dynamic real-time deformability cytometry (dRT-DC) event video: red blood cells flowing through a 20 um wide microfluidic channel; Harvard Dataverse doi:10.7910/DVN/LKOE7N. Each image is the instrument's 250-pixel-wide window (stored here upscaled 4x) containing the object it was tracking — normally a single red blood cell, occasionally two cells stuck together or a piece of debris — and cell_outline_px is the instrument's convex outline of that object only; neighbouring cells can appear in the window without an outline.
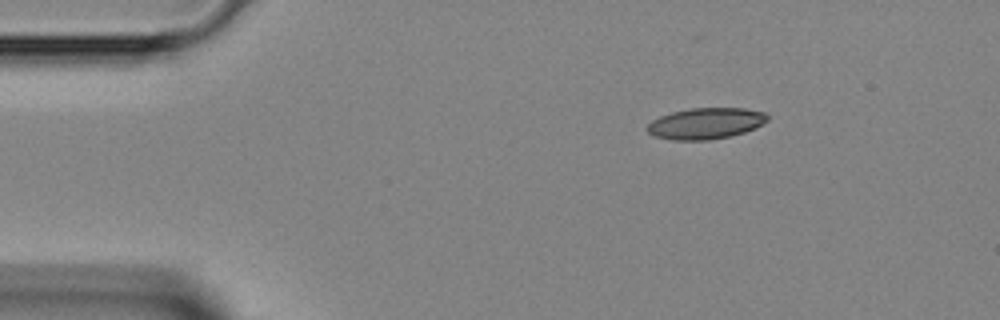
{"species": "Egyptian fruit bat (a non-hibernating species)", "species_latin": "Rousettus aegyptiacus", "temperature_condition": "room temperature", "stored_images_in_passage": 38, "camera_frame_rate_fps": 3000, "um_per_image_px": 0.085, "animal": {"sex": "female"}, "frame": {"image": 1, "passage_image": 1, "time_ms": 0.0, "image_size_px": [1000, 320], "cell_outline_px": [[768, 120], [756, 128], [732, 136], [708, 140], [672, 140], [656, 136], [648, 132], [644, 128], [652, 120], [660, 116], [672, 112], [692, 108], [744, 108], [764, 112], [768, 116]], "centroid_in_image_um": [59.98, 10.49], "position_along_channel_um": 25.0, "area_um2": 21.91}}
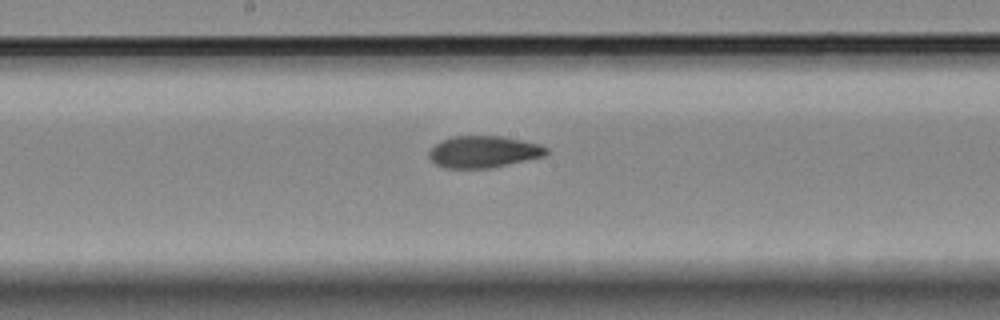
{"frame": {"image": 2, "passage_image": 17, "time_ms": 5.333, "image_size_px": [1000, 320], "cell_outline_px": [[548, 152], [544, 156], [492, 168], [444, 168], [436, 164], [428, 156], [428, 152], [440, 140], [452, 136], [500, 136], [540, 144], [548, 148]], "centroid_in_image_um": [41.09, 12.9], "position_along_channel_um": 207.1, "area_um2": 21.73}}
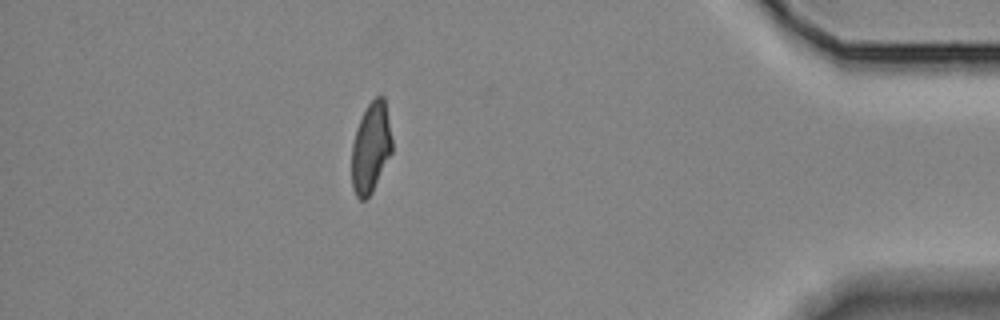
{"frame": {"image": 3, "passage_image": 33, "time_ms": 10.667, "image_size_px": [1000, 320], "cell_outline_px": [[392, 152], [372, 192], [364, 200], [360, 200], [356, 196], [352, 188], [352, 144], [356, 128], [368, 104], [376, 96], [384, 96], [392, 140]], "centroid_in_image_um": [31.52, 12.57], "position_along_channel_um": 403.7, "area_um2": 21.1}}